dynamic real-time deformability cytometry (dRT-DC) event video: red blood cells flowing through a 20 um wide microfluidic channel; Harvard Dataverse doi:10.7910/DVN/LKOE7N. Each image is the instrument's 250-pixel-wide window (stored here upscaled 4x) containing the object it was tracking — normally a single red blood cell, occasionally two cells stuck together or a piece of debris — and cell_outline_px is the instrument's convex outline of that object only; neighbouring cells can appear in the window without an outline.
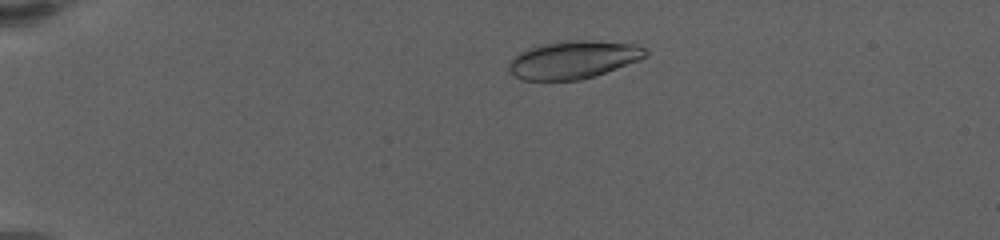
{"species": "human", "species_latin": "Homo sapiens", "temperature_condition": "warm", "stored_images_in_passage": 57, "camera_frame_rate_fps": 3000, "um_per_image_px": 0.085, "donor": {"sex": "female"}, "frame": {"image": 1, "passage_image": 12, "time_ms": 3.0, "image_size_px": [1000, 240], "cell_outline_px": [[648, 56], [640, 60], [580, 80], [524, 80], [516, 76], [508, 68], [508, 64], [520, 52], [540, 44], [560, 40], [596, 40], [636, 44], [648, 48]], "centroid_in_image_um": [48.79, 5.05], "position_along_channel_um": 36.2, "area_um2": 30.17}}
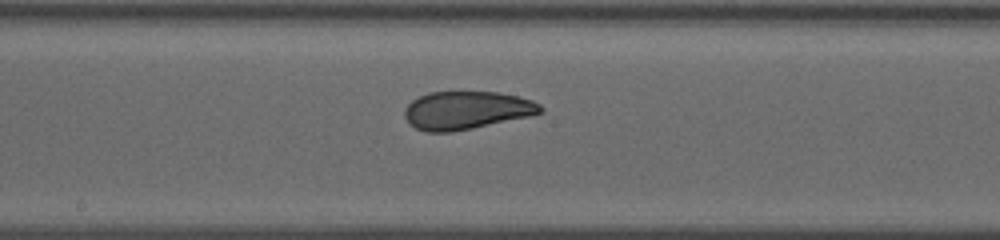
{"frame": {"image": 2, "passage_image": 39, "time_ms": 10.333, "image_size_px": [1000, 240], "cell_outline_px": [[544, 112], [528, 116], [472, 128], [452, 132], [428, 132], [416, 128], [408, 124], [404, 116], [404, 108], [412, 100], [428, 92], [500, 92], [532, 100], [540, 104], [544, 108]], "centroid_in_image_um": [39.63, 9.37], "position_along_channel_um": 208.6, "area_um2": 30.11}}
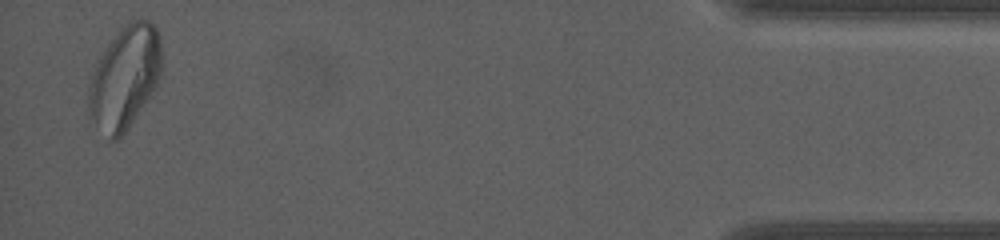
{"frame": {"image": 3, "passage_image": 57, "time_ms": 19.0, "image_size_px": [1000, 240], "cell_outline_px": [[164, 60], [160, 76], [156, 84], [128, 128], [120, 140], [112, 140], [88, 124], [88, 88], [96, 64], [100, 56], [108, 44], [120, 28], [128, 20], [148, 20], [156, 28], [160, 36]], "centroid_in_image_um": [10.58, 6.61], "position_along_channel_um": 424.6, "area_um2": 44.33}, "authors_computed_cell_mechanics": {"area_um2": 30.634, "velocity_mm_per_s": 3.2901, "shape_relaxation_time_tau1_ms": 4.1276, "shape_relaxation_time_tau2_ms": 1.3207, "deformation_change_tau1": 0.1522, "deformation_change_tau2": 0.072}}